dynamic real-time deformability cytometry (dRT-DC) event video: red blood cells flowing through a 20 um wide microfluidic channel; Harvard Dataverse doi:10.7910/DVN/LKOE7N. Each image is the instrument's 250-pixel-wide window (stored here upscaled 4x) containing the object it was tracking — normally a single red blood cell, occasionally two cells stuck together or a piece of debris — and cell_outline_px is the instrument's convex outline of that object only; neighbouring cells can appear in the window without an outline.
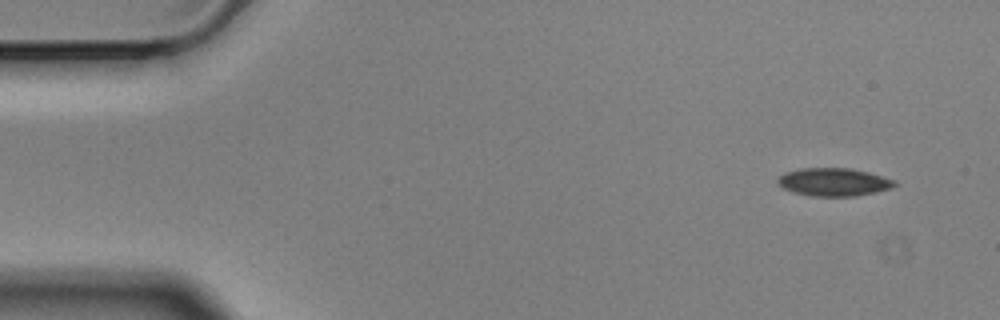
{"species": "Egyptian fruit bat (a non-hibernating species)", "species_latin": "Rousettus aegyptiacus", "temperature_condition": "cold", "stored_images_in_passage": 5, "segment_of_instrument_passage": [2, 2], "camera_frame_rate_fps": 3000, "um_per_image_px": 0.085, "animal": {"sex": "male"}, "frame": {"image": 1, "passage_image": 5, "time_ms": 1.333, "image_size_px": [1000, 320], "cell_outline_px": [[896, 184], [892, 188], [876, 192], [856, 196], [812, 196], [792, 192], [776, 184], [776, 180], [784, 172], [800, 168], [852, 168], [868, 172], [896, 180]], "centroid_in_image_um": [70.85, 15.47], "position_along_channel_um": 14.2, "area_um2": 19.25}}